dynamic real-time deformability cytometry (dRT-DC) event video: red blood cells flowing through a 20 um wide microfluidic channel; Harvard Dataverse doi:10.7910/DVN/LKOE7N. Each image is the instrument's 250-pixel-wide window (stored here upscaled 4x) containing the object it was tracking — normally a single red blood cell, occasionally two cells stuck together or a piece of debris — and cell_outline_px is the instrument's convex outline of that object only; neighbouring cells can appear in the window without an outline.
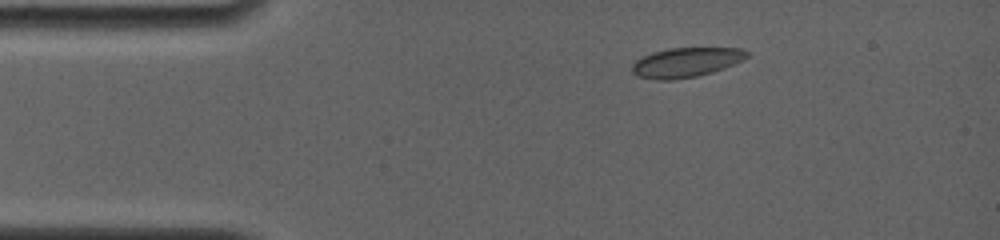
{"species": "common noctule bat (a hibernating species)", "species_latin": "Nyctalus noctula", "temperature_condition": "room temperature", "stored_images_in_passage": 5, "camera_frame_rate_fps": 4000, "um_per_image_px": 0.085, "animal": {"sex": "female", "body_mass_g": 19.0, "forearm_length_mm": 56.7}, "frame": {"image": 1, "passage_image": 3, "time_ms": 1.75, "image_size_px": [1000, 240], "cell_outline_px": [[748, 56], [744, 60], [724, 68], [712, 72], [696, 76], [672, 80], [656, 80], [636, 76], [632, 72], [632, 64], [640, 56], [652, 52], [668, 48], [740, 48], [748, 52]], "centroid_in_image_um": [58.28, 5.3], "position_along_channel_um": 26.7, "area_um2": 19.94}}